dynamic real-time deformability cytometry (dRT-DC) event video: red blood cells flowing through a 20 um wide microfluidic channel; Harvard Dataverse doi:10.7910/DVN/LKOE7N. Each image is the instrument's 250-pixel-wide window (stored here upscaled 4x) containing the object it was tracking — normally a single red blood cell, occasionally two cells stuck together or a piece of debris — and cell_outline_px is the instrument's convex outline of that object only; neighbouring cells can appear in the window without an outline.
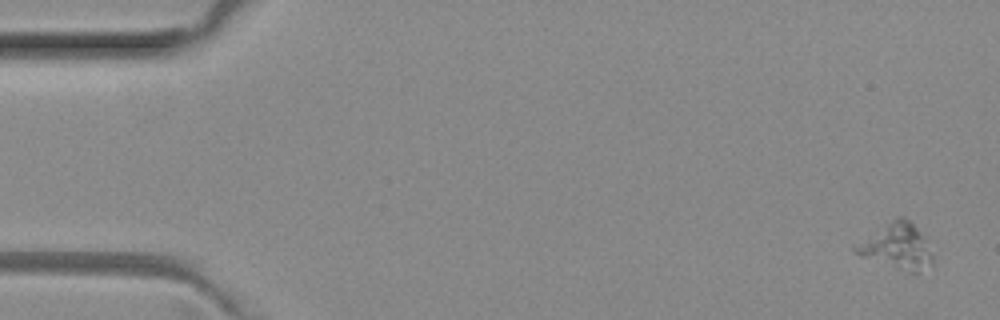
{"species": "common noctule bat (a hibernating species)", "species_latin": "Nyctalus noctula", "temperature_condition": "room temperature", "stored_images_in_passage": 5, "camera_frame_rate_fps": 3000, "um_per_image_px": 0.085, "animal": {"sex": "female", "body_mass_g": 29.2, "forearm_length_mm": 56.3}, "frame": {"image": 1, "passage_image": 1, "time_ms": 0.0, "image_size_px": [1000, 320], "cell_outline_px": [[932, 264], [916, 276], [860, 256], [852, 248], [896, 216], [904, 216], [916, 228], [932, 252]], "centroid_in_image_um": [76.27, 21.0], "position_along_channel_um": 8.7, "area_um2": 20.17}}
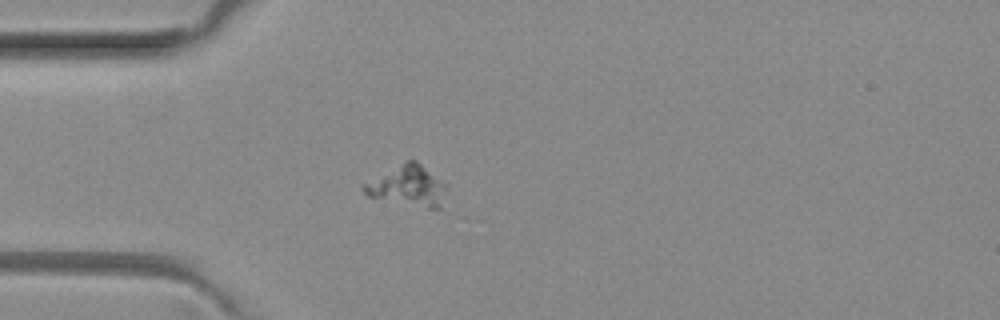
{"frame": {"image": 2, "passage_image": 4, "time_ms": 1.0, "image_size_px": [1000, 320], "cell_outline_px": [[448, 184], [440, 208], [428, 208], [368, 196], [360, 188], [360, 184], [404, 160], [416, 160]], "centroid_in_image_um": [34.64, 15.76], "position_along_channel_um": 50.4, "area_um2": 19.71}}